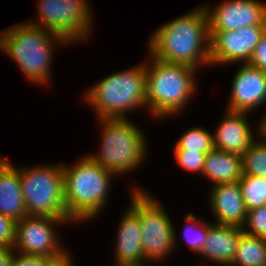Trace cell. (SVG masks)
I'll use <instances>...</instances> for the list:
<instances>
[{
	"instance_id": "28",
	"label": "cell",
	"mask_w": 266,
	"mask_h": 266,
	"mask_svg": "<svg viewBox=\"0 0 266 266\" xmlns=\"http://www.w3.org/2000/svg\"><path fill=\"white\" fill-rule=\"evenodd\" d=\"M55 258L14 253L11 266H48Z\"/></svg>"
},
{
	"instance_id": "4",
	"label": "cell",
	"mask_w": 266,
	"mask_h": 266,
	"mask_svg": "<svg viewBox=\"0 0 266 266\" xmlns=\"http://www.w3.org/2000/svg\"><path fill=\"white\" fill-rule=\"evenodd\" d=\"M57 43H63L62 46L70 44L62 36L26 21L6 29L3 52L16 62L29 81L47 85L52 74L51 61Z\"/></svg>"
},
{
	"instance_id": "30",
	"label": "cell",
	"mask_w": 266,
	"mask_h": 266,
	"mask_svg": "<svg viewBox=\"0 0 266 266\" xmlns=\"http://www.w3.org/2000/svg\"><path fill=\"white\" fill-rule=\"evenodd\" d=\"M14 249L0 247V266H11Z\"/></svg>"
},
{
	"instance_id": "25",
	"label": "cell",
	"mask_w": 266,
	"mask_h": 266,
	"mask_svg": "<svg viewBox=\"0 0 266 266\" xmlns=\"http://www.w3.org/2000/svg\"><path fill=\"white\" fill-rule=\"evenodd\" d=\"M242 229L246 234L266 238V206L247 211Z\"/></svg>"
},
{
	"instance_id": "16",
	"label": "cell",
	"mask_w": 266,
	"mask_h": 266,
	"mask_svg": "<svg viewBox=\"0 0 266 266\" xmlns=\"http://www.w3.org/2000/svg\"><path fill=\"white\" fill-rule=\"evenodd\" d=\"M121 219L117 230L115 264L144 263L139 214L129 205Z\"/></svg>"
},
{
	"instance_id": "1",
	"label": "cell",
	"mask_w": 266,
	"mask_h": 266,
	"mask_svg": "<svg viewBox=\"0 0 266 266\" xmlns=\"http://www.w3.org/2000/svg\"><path fill=\"white\" fill-rule=\"evenodd\" d=\"M210 39L207 12L201 5L153 31L147 52L161 61L198 70L200 65H210Z\"/></svg>"
},
{
	"instance_id": "7",
	"label": "cell",
	"mask_w": 266,
	"mask_h": 266,
	"mask_svg": "<svg viewBox=\"0 0 266 266\" xmlns=\"http://www.w3.org/2000/svg\"><path fill=\"white\" fill-rule=\"evenodd\" d=\"M20 184L28 216L68 219L62 164L21 167Z\"/></svg>"
},
{
	"instance_id": "34",
	"label": "cell",
	"mask_w": 266,
	"mask_h": 266,
	"mask_svg": "<svg viewBox=\"0 0 266 266\" xmlns=\"http://www.w3.org/2000/svg\"><path fill=\"white\" fill-rule=\"evenodd\" d=\"M113 266H147L144 263H135V264H114Z\"/></svg>"
},
{
	"instance_id": "18",
	"label": "cell",
	"mask_w": 266,
	"mask_h": 266,
	"mask_svg": "<svg viewBox=\"0 0 266 266\" xmlns=\"http://www.w3.org/2000/svg\"><path fill=\"white\" fill-rule=\"evenodd\" d=\"M242 233L243 229L240 227L212 223L199 255L209 262L229 266L234 258Z\"/></svg>"
},
{
	"instance_id": "15",
	"label": "cell",
	"mask_w": 266,
	"mask_h": 266,
	"mask_svg": "<svg viewBox=\"0 0 266 266\" xmlns=\"http://www.w3.org/2000/svg\"><path fill=\"white\" fill-rule=\"evenodd\" d=\"M209 193L210 209L216 218L214 224L242 228L247 209L239 182L213 185Z\"/></svg>"
},
{
	"instance_id": "20",
	"label": "cell",
	"mask_w": 266,
	"mask_h": 266,
	"mask_svg": "<svg viewBox=\"0 0 266 266\" xmlns=\"http://www.w3.org/2000/svg\"><path fill=\"white\" fill-rule=\"evenodd\" d=\"M229 266H266V238L243 232Z\"/></svg>"
},
{
	"instance_id": "32",
	"label": "cell",
	"mask_w": 266,
	"mask_h": 266,
	"mask_svg": "<svg viewBox=\"0 0 266 266\" xmlns=\"http://www.w3.org/2000/svg\"><path fill=\"white\" fill-rule=\"evenodd\" d=\"M263 118L260 119L261 122H258V134L260 133L262 139L266 140V112L264 113Z\"/></svg>"
},
{
	"instance_id": "31",
	"label": "cell",
	"mask_w": 266,
	"mask_h": 266,
	"mask_svg": "<svg viewBox=\"0 0 266 266\" xmlns=\"http://www.w3.org/2000/svg\"><path fill=\"white\" fill-rule=\"evenodd\" d=\"M48 266H74L73 258L68 252L60 258L54 259Z\"/></svg>"
},
{
	"instance_id": "10",
	"label": "cell",
	"mask_w": 266,
	"mask_h": 266,
	"mask_svg": "<svg viewBox=\"0 0 266 266\" xmlns=\"http://www.w3.org/2000/svg\"><path fill=\"white\" fill-rule=\"evenodd\" d=\"M68 219L26 216L16 224L14 251L17 253L60 258L68 253L59 242L55 226L69 224ZM58 224V225H57ZM62 245V246H61Z\"/></svg>"
},
{
	"instance_id": "22",
	"label": "cell",
	"mask_w": 266,
	"mask_h": 266,
	"mask_svg": "<svg viewBox=\"0 0 266 266\" xmlns=\"http://www.w3.org/2000/svg\"><path fill=\"white\" fill-rule=\"evenodd\" d=\"M214 148L213 133L201 126L192 127L177 140L174 151H198L206 154Z\"/></svg>"
},
{
	"instance_id": "19",
	"label": "cell",
	"mask_w": 266,
	"mask_h": 266,
	"mask_svg": "<svg viewBox=\"0 0 266 266\" xmlns=\"http://www.w3.org/2000/svg\"><path fill=\"white\" fill-rule=\"evenodd\" d=\"M201 175L213 185L238 182L243 175L242 156L213 148L205 156Z\"/></svg>"
},
{
	"instance_id": "6",
	"label": "cell",
	"mask_w": 266,
	"mask_h": 266,
	"mask_svg": "<svg viewBox=\"0 0 266 266\" xmlns=\"http://www.w3.org/2000/svg\"><path fill=\"white\" fill-rule=\"evenodd\" d=\"M97 120L102 129L100 150L87 156L117 177L140 167L148 154L142 130L127 118Z\"/></svg>"
},
{
	"instance_id": "21",
	"label": "cell",
	"mask_w": 266,
	"mask_h": 266,
	"mask_svg": "<svg viewBox=\"0 0 266 266\" xmlns=\"http://www.w3.org/2000/svg\"><path fill=\"white\" fill-rule=\"evenodd\" d=\"M247 211L266 204V178L243 174L238 181Z\"/></svg>"
},
{
	"instance_id": "17",
	"label": "cell",
	"mask_w": 266,
	"mask_h": 266,
	"mask_svg": "<svg viewBox=\"0 0 266 266\" xmlns=\"http://www.w3.org/2000/svg\"><path fill=\"white\" fill-rule=\"evenodd\" d=\"M0 213L18 222L27 215L20 184V169L0 156Z\"/></svg>"
},
{
	"instance_id": "24",
	"label": "cell",
	"mask_w": 266,
	"mask_h": 266,
	"mask_svg": "<svg viewBox=\"0 0 266 266\" xmlns=\"http://www.w3.org/2000/svg\"><path fill=\"white\" fill-rule=\"evenodd\" d=\"M185 220L187 224L186 226L184 225L183 238L186 239L185 241L188 247L199 254L206 242L208 230L212 224L207 221L204 222L200 218L197 219L192 213L187 214Z\"/></svg>"
},
{
	"instance_id": "27",
	"label": "cell",
	"mask_w": 266,
	"mask_h": 266,
	"mask_svg": "<svg viewBox=\"0 0 266 266\" xmlns=\"http://www.w3.org/2000/svg\"><path fill=\"white\" fill-rule=\"evenodd\" d=\"M16 224L12 218L0 213V247L13 249L16 240Z\"/></svg>"
},
{
	"instance_id": "13",
	"label": "cell",
	"mask_w": 266,
	"mask_h": 266,
	"mask_svg": "<svg viewBox=\"0 0 266 266\" xmlns=\"http://www.w3.org/2000/svg\"><path fill=\"white\" fill-rule=\"evenodd\" d=\"M235 73L227 110L250 114L266 102V72L242 63Z\"/></svg>"
},
{
	"instance_id": "2",
	"label": "cell",
	"mask_w": 266,
	"mask_h": 266,
	"mask_svg": "<svg viewBox=\"0 0 266 266\" xmlns=\"http://www.w3.org/2000/svg\"><path fill=\"white\" fill-rule=\"evenodd\" d=\"M148 55L150 59L145 60L146 110L155 119L176 116L195 95L198 70L188 65L161 61L150 53Z\"/></svg>"
},
{
	"instance_id": "23",
	"label": "cell",
	"mask_w": 266,
	"mask_h": 266,
	"mask_svg": "<svg viewBox=\"0 0 266 266\" xmlns=\"http://www.w3.org/2000/svg\"><path fill=\"white\" fill-rule=\"evenodd\" d=\"M243 174L266 178V140H256L242 155Z\"/></svg>"
},
{
	"instance_id": "33",
	"label": "cell",
	"mask_w": 266,
	"mask_h": 266,
	"mask_svg": "<svg viewBox=\"0 0 266 266\" xmlns=\"http://www.w3.org/2000/svg\"><path fill=\"white\" fill-rule=\"evenodd\" d=\"M6 32V29L0 32V50L3 51L4 47V34Z\"/></svg>"
},
{
	"instance_id": "14",
	"label": "cell",
	"mask_w": 266,
	"mask_h": 266,
	"mask_svg": "<svg viewBox=\"0 0 266 266\" xmlns=\"http://www.w3.org/2000/svg\"><path fill=\"white\" fill-rule=\"evenodd\" d=\"M213 132L214 148L243 155L258 138L247 121L248 113L226 110Z\"/></svg>"
},
{
	"instance_id": "8",
	"label": "cell",
	"mask_w": 266,
	"mask_h": 266,
	"mask_svg": "<svg viewBox=\"0 0 266 266\" xmlns=\"http://www.w3.org/2000/svg\"><path fill=\"white\" fill-rule=\"evenodd\" d=\"M151 195L143 188L134 186L130 206L139 214L145 261L159 263L174 251L177 237L171 218L156 197Z\"/></svg>"
},
{
	"instance_id": "11",
	"label": "cell",
	"mask_w": 266,
	"mask_h": 266,
	"mask_svg": "<svg viewBox=\"0 0 266 266\" xmlns=\"http://www.w3.org/2000/svg\"><path fill=\"white\" fill-rule=\"evenodd\" d=\"M266 31V25L218 31L210 39V66L248 63Z\"/></svg>"
},
{
	"instance_id": "26",
	"label": "cell",
	"mask_w": 266,
	"mask_h": 266,
	"mask_svg": "<svg viewBox=\"0 0 266 266\" xmlns=\"http://www.w3.org/2000/svg\"><path fill=\"white\" fill-rule=\"evenodd\" d=\"M205 152L198 151H174V157L178 165L190 172L202 174L205 162Z\"/></svg>"
},
{
	"instance_id": "5",
	"label": "cell",
	"mask_w": 266,
	"mask_h": 266,
	"mask_svg": "<svg viewBox=\"0 0 266 266\" xmlns=\"http://www.w3.org/2000/svg\"><path fill=\"white\" fill-rule=\"evenodd\" d=\"M85 98L98 119L128 118L129 111L146 108L145 62L101 79Z\"/></svg>"
},
{
	"instance_id": "12",
	"label": "cell",
	"mask_w": 266,
	"mask_h": 266,
	"mask_svg": "<svg viewBox=\"0 0 266 266\" xmlns=\"http://www.w3.org/2000/svg\"><path fill=\"white\" fill-rule=\"evenodd\" d=\"M203 6L208 16L210 38L218 31L266 25V3L259 0H224L214 8Z\"/></svg>"
},
{
	"instance_id": "3",
	"label": "cell",
	"mask_w": 266,
	"mask_h": 266,
	"mask_svg": "<svg viewBox=\"0 0 266 266\" xmlns=\"http://www.w3.org/2000/svg\"><path fill=\"white\" fill-rule=\"evenodd\" d=\"M66 216L73 223L96 218L104 205L116 175L87 155L76 164L62 165Z\"/></svg>"
},
{
	"instance_id": "9",
	"label": "cell",
	"mask_w": 266,
	"mask_h": 266,
	"mask_svg": "<svg viewBox=\"0 0 266 266\" xmlns=\"http://www.w3.org/2000/svg\"><path fill=\"white\" fill-rule=\"evenodd\" d=\"M38 20L29 21L69 43L85 40L91 33L93 11L88 0H38Z\"/></svg>"
},
{
	"instance_id": "29",
	"label": "cell",
	"mask_w": 266,
	"mask_h": 266,
	"mask_svg": "<svg viewBox=\"0 0 266 266\" xmlns=\"http://www.w3.org/2000/svg\"><path fill=\"white\" fill-rule=\"evenodd\" d=\"M248 63L266 72V31L260 38Z\"/></svg>"
}]
</instances>
